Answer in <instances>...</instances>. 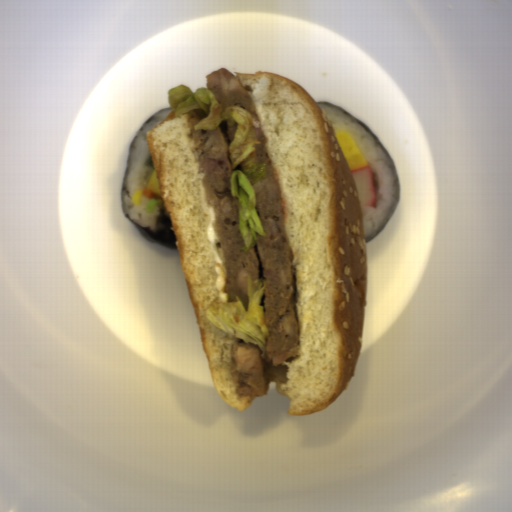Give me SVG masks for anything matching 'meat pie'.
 <instances>
[{"label": "meat pie", "instance_id": "b5893723", "mask_svg": "<svg viewBox=\"0 0 512 512\" xmlns=\"http://www.w3.org/2000/svg\"><path fill=\"white\" fill-rule=\"evenodd\" d=\"M257 152L252 162H267L270 175L254 184L256 211L268 237L257 234V248L263 267L264 323L269 329L266 361L277 367L301 354L298 292L291 248L285 223L284 200L273 164L266 152L262 129L253 128Z\"/></svg>", "mask_w": 512, "mask_h": 512}, {"label": "meat pie", "instance_id": "c0bc52ac", "mask_svg": "<svg viewBox=\"0 0 512 512\" xmlns=\"http://www.w3.org/2000/svg\"><path fill=\"white\" fill-rule=\"evenodd\" d=\"M187 115V135L192 140L190 151L193 153L197 173L205 174L201 184L205 189L207 207H214L215 222L212 229L217 235L215 247L225 271L226 282L222 292L227 293L226 303H237L239 296L248 310V275L255 288L254 280L267 281L259 277L260 262L256 249L251 246L247 252L240 231L239 200L231 196L232 163L229 157V145L236 131L229 120H221L215 130L194 131V124L207 117L202 108L192 109Z\"/></svg>", "mask_w": 512, "mask_h": 512}, {"label": "meat pie", "instance_id": "742d133d", "mask_svg": "<svg viewBox=\"0 0 512 512\" xmlns=\"http://www.w3.org/2000/svg\"><path fill=\"white\" fill-rule=\"evenodd\" d=\"M263 351L258 345L246 344L234 337L231 353V373L236 385L235 393L241 398L250 397L253 405L256 397L268 396L271 382L286 384L288 365L273 366L272 360L262 358Z\"/></svg>", "mask_w": 512, "mask_h": 512}, {"label": "meat pie", "instance_id": "038a4eef", "mask_svg": "<svg viewBox=\"0 0 512 512\" xmlns=\"http://www.w3.org/2000/svg\"><path fill=\"white\" fill-rule=\"evenodd\" d=\"M205 87L210 90L217 102L222 106V112L227 107L239 106L250 112L256 121H260L254 103L239 81V78L227 67H218L205 74Z\"/></svg>", "mask_w": 512, "mask_h": 512}]
</instances>
